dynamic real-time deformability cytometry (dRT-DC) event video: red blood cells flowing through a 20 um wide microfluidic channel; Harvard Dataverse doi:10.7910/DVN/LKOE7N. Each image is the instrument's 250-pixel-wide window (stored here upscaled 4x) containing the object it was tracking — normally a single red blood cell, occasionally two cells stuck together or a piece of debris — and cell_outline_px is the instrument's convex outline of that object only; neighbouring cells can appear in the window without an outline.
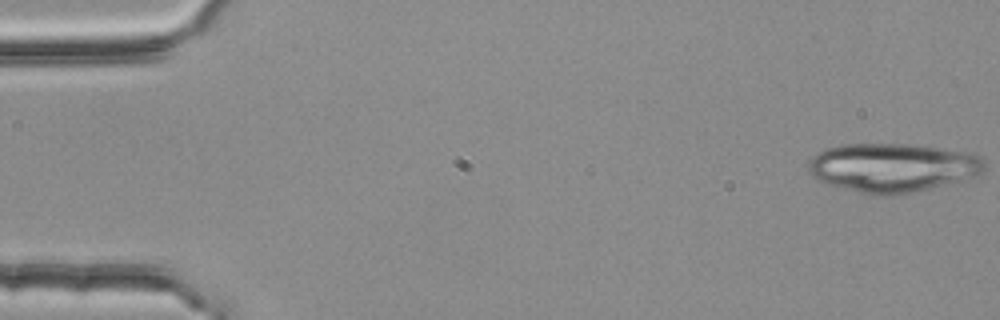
{"species": "common noctule bat (a hibernating species)", "species_latin": "Nyctalus noctula", "temperature_condition": "room temperature", "stored_images_in_passage": 6, "camera_frame_rate_fps": 3000, "um_per_image_px": 0.085, "animal": {"sex": "female", "body_mass_g": 25.1}, "frame": {"image": 1, "passage_image": 6, "time_ms": 1.667, "image_size_px": [1000, 320], "cell_outline_px": [[984, 168], [976, 176], [964, 180], [896, 196], [872, 196], [856, 192], [828, 184], [812, 176], [808, 172], [808, 164], [812, 156], [824, 148], [840, 144], [912, 144], [964, 152], [980, 156], [984, 160]], "centroid_in_image_um": [75.82, 14.26], "position_along_channel_um": 9.2, "area_um2": 50.46}}